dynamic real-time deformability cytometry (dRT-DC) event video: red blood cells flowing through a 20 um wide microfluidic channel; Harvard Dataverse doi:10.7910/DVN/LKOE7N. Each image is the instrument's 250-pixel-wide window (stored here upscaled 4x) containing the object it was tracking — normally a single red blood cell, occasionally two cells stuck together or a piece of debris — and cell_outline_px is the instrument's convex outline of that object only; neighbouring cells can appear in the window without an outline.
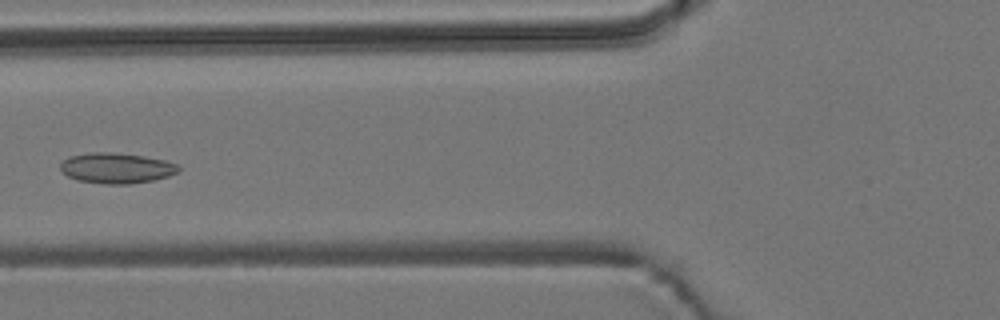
{"species": "common noctule bat (a hibernating species)", "species_latin": "Nyctalus noctula", "temperature_condition": "room temperature", "stored_images_in_passage": 4, "camera_frame_rate_fps": 3000, "um_per_image_px": 0.085, "animal": {"sex": "male", "body_mass_g": 19.2, "forearm_length_mm": 51.8}, "frame": {"image": 1, "passage_image": 4, "time_ms": 1.0, "image_size_px": [1000, 320], "cell_outline_px": [[180, 172], [168, 176], [152, 180], [128, 184], [104, 184], [76, 180], [60, 172], [60, 164], [68, 156], [92, 152], [112, 152], [144, 156], [164, 160], [176, 164], [180, 168]], "centroid_in_image_um": [9.87, 14.29], "position_along_channel_um": 115.9, "area_um2": 21.1}}